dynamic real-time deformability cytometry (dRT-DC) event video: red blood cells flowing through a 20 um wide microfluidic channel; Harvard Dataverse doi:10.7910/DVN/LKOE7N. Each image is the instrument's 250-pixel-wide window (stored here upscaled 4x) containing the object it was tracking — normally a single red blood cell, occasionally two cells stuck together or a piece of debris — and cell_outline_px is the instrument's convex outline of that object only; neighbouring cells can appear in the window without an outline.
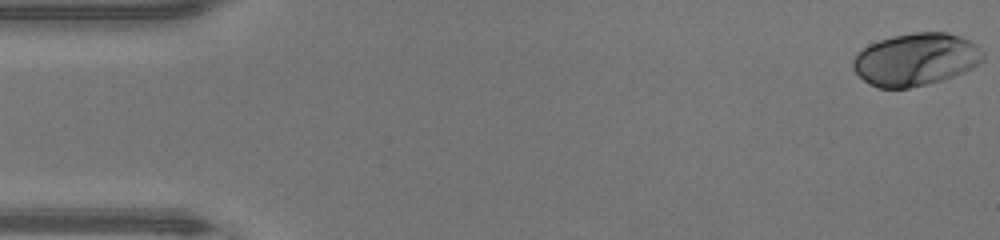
{"species": "human", "species_latin": "Homo sapiens", "temperature_condition": "warm", "stored_images_in_passage": 48, "camera_frame_rate_fps": 3000, "um_per_image_px": 0.085, "donor": {"sex": "male"}, "frame": {"image": 1, "passage_image": 1, "time_ms": 0.0, "image_size_px": [1000, 240], "cell_outline_px": [[984, 60], [972, 68], [964, 72], [940, 80], [908, 88], [876, 88], [868, 84], [852, 68], [852, 60], [868, 44], [892, 36], [916, 32], [948, 32], [960, 36], [976, 44], [980, 48], [984, 56]], "centroid_in_image_um": [77.84, 5.04], "position_along_channel_um": 7.2, "area_um2": 39.65}}
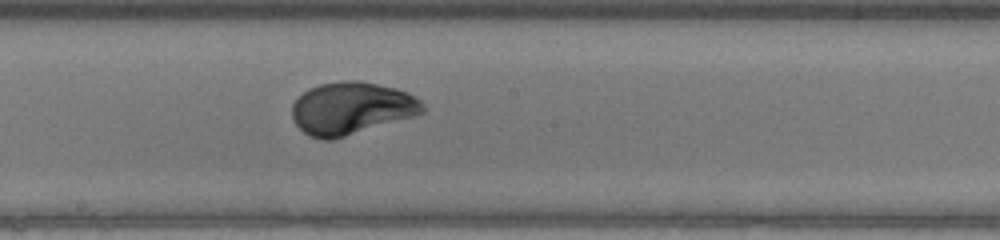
{"frame": {"image": 2, "passage_image": 26, "time_ms": 8.333, "image_size_px": [1000, 240], "cell_outline_px": [[424, 112], [416, 116], [332, 140], [320, 140], [308, 136], [296, 124], [292, 116], [292, 104], [308, 88], [320, 84], [340, 80], [360, 80], [396, 88], [408, 92], [416, 96], [424, 104]], "centroid_in_image_um": [29.89, 9.2], "position_along_channel_um": 218.3, "area_um2": 40.29}}
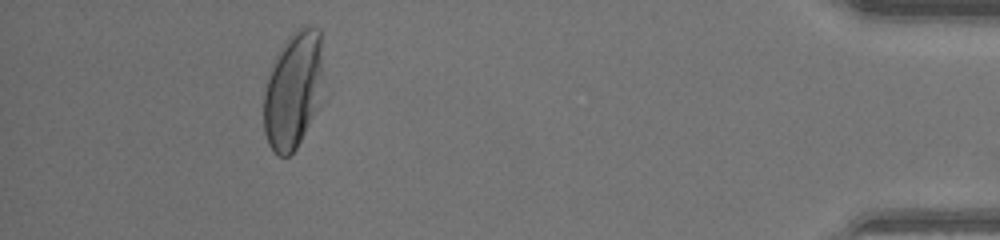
{"frame": {"image": 3, "passage_image": 44, "time_ms": 14.333, "image_size_px": [1000, 240], "cell_outline_px": [[320, 96], [308, 124], [296, 148], [288, 156], [280, 156], [268, 144], [264, 132], [264, 92], [276, 56], [280, 48], [288, 36], [296, 28], [304, 24], [308, 24], [320, 28]], "centroid_in_image_um": [24.88, 7.61], "position_along_channel_um": 410.3, "area_um2": 39.48}, "authors_computed_cell_mechanics": {"area_um2": 39.593, "velocity_mm_per_s": 4.2796, "shape_relaxation_time_tau1_ms": 2.5836, "shape_relaxation_time_tau2_ms": null, "deformation_change_tau1": 0.1856, "deformation_change_tau2": null}}